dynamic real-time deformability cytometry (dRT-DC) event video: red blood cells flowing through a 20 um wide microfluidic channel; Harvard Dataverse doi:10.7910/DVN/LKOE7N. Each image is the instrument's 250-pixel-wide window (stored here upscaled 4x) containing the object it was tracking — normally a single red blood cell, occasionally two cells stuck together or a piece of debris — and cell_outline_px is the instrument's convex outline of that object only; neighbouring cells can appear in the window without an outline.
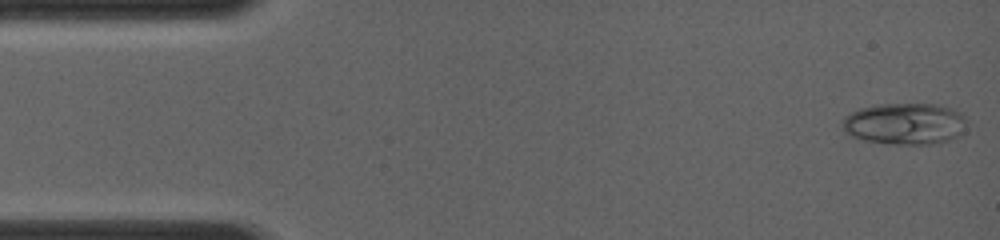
{"species": "common noctule bat (a hibernating species)", "species_latin": "Nyctalus noctula", "temperature_condition": "room temperature", "stored_images_in_passage": 20, "camera_frame_rate_fps": 4000, "um_per_image_px": 0.085, "animal": {"sex": "female", "body_mass_g": 19.0, "forearm_length_mm": 56.7}, "frame": {"image": 1, "passage_image": 1, "time_ms": 0.0, "image_size_px": [1000, 240], "cell_outline_px": [[964, 132], [948, 140], [932, 144], [896, 144], [864, 140], [852, 136], [844, 132], [844, 116], [860, 108], [876, 104], [932, 104], [952, 108], [960, 112], [964, 116]], "centroid_in_image_um": [76.91, 10.51], "position_along_channel_um": 8.1, "area_um2": 29.88}}
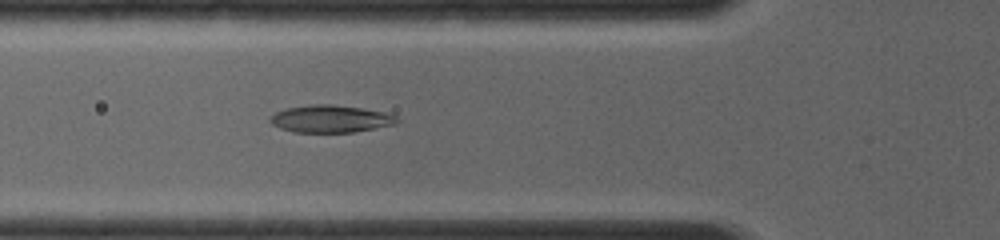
{"frame": {"image": 2, "passage_image": 20, "time_ms": 4.5, "image_size_px": [1000, 240], "cell_outline_px": [[400, 120], [392, 124], [352, 132], [296, 132], [280, 128], [272, 124], [268, 120], [276, 112], [288, 108], [312, 104], [332, 104], [364, 108], [388, 112], [396, 116]], "centroid_in_image_um": [28.1, 10.09], "position_along_channel_um": 97.7, "area_um2": 20.06}}